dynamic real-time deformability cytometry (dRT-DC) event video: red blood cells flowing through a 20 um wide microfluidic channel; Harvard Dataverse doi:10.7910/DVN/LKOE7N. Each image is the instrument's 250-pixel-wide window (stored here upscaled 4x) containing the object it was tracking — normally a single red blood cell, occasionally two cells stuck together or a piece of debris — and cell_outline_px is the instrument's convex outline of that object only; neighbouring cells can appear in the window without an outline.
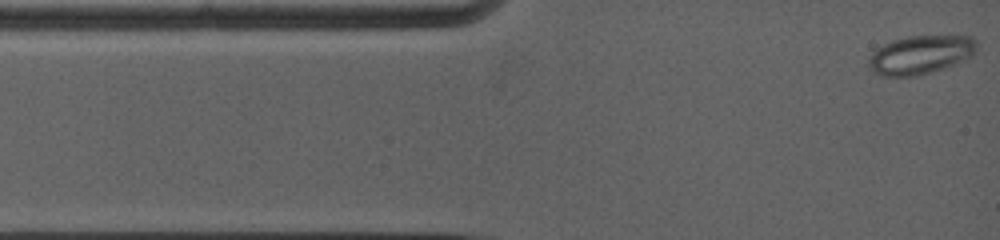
{"species": "common noctule bat (a hibernating species)", "species_latin": "Nyctalus noctula", "temperature_condition": "warm", "stored_images_in_passage": 66, "camera_frame_rate_fps": 5000, "um_per_image_px": 0.085, "animal": {"sex": "female", "body_mass_g": 19.0, "forearm_length_mm": 53.3}, "frame": {"image": 1, "passage_image": 1, "time_ms": 0.0, "image_size_px": [1000, 240], "cell_outline_px": [[980, 44], [976, 52], [972, 56], [956, 64], [944, 68], [916, 76], [880, 76], [868, 68], [868, 60], [872, 52], [876, 48], [892, 40], [908, 36], [972, 36]], "centroid_in_image_um": [78.26, 4.65], "position_along_channel_um": 6.7, "area_um2": 24.68}}
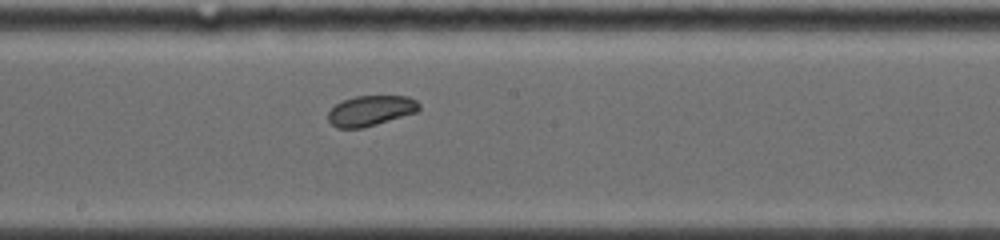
{"frame": {"image": 2, "passage_image": 35, "time_ms": 6.8, "image_size_px": [1000, 240], "cell_outline_px": [[420, 108], [416, 112], [376, 124], [360, 128], [336, 128], [328, 120], [328, 112], [336, 104], [344, 100], [356, 96], [408, 96], [416, 100], [420, 104]], "centroid_in_image_um": [31.5, 9.4], "position_along_channel_um": 216.7, "area_um2": 15.9}}
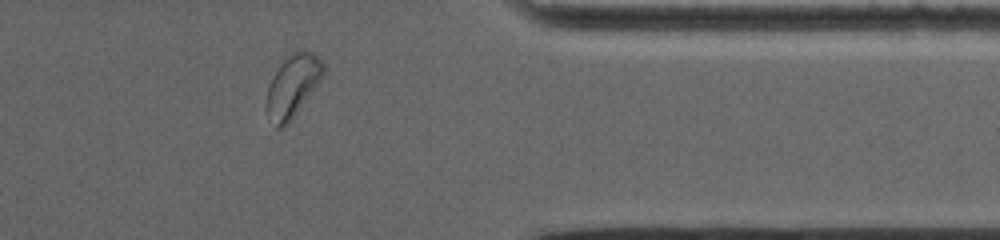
{"frame": {"image": 3, "passage_image": 59, "time_ms": 11.6, "image_size_px": [1000, 240], "cell_outline_px": [[324, 72], [316, 84], [288, 124], [280, 128], [276, 128], [268, 112], [268, 88], [272, 76], [280, 64], [292, 52], [312, 52], [324, 64]], "centroid_in_image_um": [24.87, 7.28], "position_along_channel_um": 386.5, "area_um2": 19.48}, "authors_computed_cell_mechanics": {"area_um2": 17.5134, "velocity_mm_per_s": 3.8305, "shape_relaxation_time_tau1_ms": 2.4704, "shape_relaxation_time_tau2_ms": null, "deformation_change_tau1": 0.0353, "deformation_change_tau2": null}}